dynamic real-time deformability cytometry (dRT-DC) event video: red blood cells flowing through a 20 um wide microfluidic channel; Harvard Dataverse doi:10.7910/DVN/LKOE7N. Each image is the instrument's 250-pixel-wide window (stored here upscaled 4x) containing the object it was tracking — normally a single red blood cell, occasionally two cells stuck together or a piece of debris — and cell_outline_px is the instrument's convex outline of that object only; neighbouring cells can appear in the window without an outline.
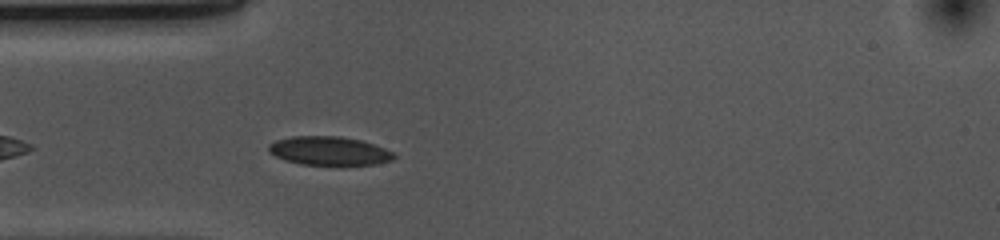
{"species": "common noctule bat (a hibernating species)", "species_latin": "Nyctalus noctula", "temperature_condition": "cold", "stored_images_in_passage": 28, "camera_frame_rate_fps": 3000, "um_per_image_px": 0.085, "animal": {"sex": "female", "body_mass_g": 10.0, "forearm_length_mm": 53.1}, "frame": {"image": 1, "passage_image": 5, "time_ms": 1.333, "image_size_px": [1000, 240], "cell_outline_px": [[396, 156], [392, 160], [376, 164], [300, 164], [284, 160], [268, 152], [268, 144], [276, 140], [292, 136], [340, 136], [360, 140], [384, 148], [392, 152]], "centroid_in_image_um": [27.93, 12.81], "position_along_channel_um": 57.1, "area_um2": 20.75}}
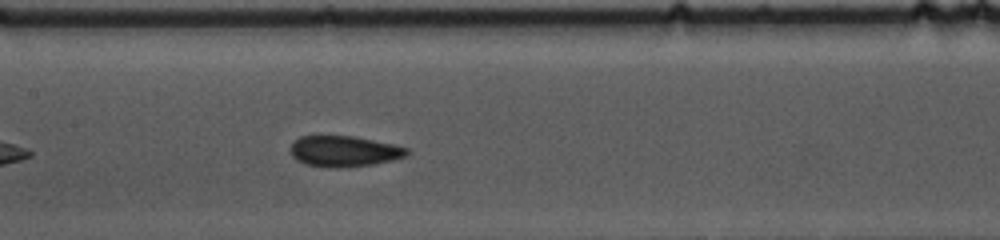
{"frame": {"image": 2, "passage_image": 15, "time_ms": 4.667, "image_size_px": [1000, 240], "cell_outline_px": [[408, 156], [392, 160], [372, 164], [344, 168], [328, 168], [308, 164], [296, 160], [292, 156], [292, 140], [300, 136], [356, 136], [396, 144], [408, 148]], "centroid_in_image_um": [29.28, 12.85], "position_along_channel_um": 178.1, "area_um2": 21.15}}
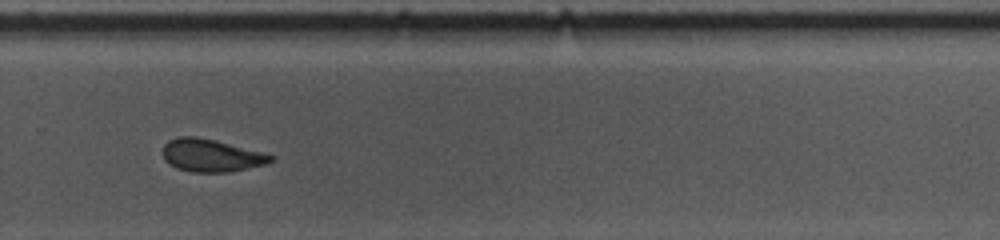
{"frame": {"image": 3, "passage_image": 26, "time_ms": 8.333, "image_size_px": [1000, 240], "cell_outline_px": [[276, 160], [268, 164], [228, 172], [192, 172], [176, 168], [168, 164], [164, 160], [164, 144], [168, 140], [180, 136], [196, 136], [216, 140], [276, 156]], "centroid_in_image_um": [17.97, 13.21], "position_along_channel_um": 311.8, "area_um2": 20.69}}